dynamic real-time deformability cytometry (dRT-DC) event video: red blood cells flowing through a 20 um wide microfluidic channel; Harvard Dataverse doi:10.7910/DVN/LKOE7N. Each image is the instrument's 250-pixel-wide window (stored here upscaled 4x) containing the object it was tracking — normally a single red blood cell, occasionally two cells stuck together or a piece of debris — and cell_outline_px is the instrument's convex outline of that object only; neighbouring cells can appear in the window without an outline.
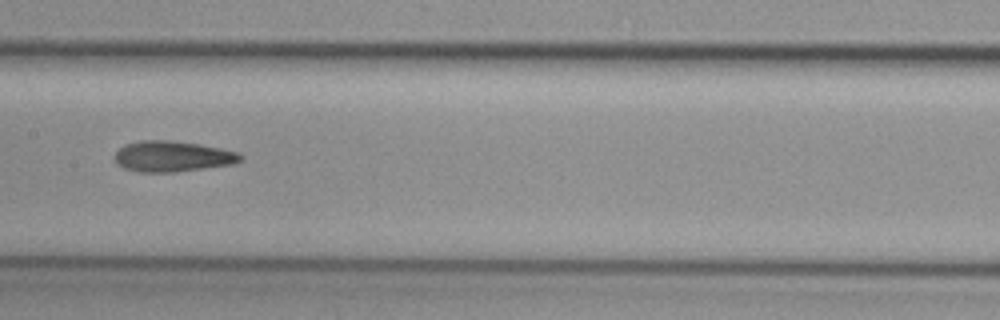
{"species": "common noctule bat (a hibernating species)", "species_latin": "Nyctalus noctula", "temperature_condition": "cold", "stored_images_in_passage": 38, "camera_frame_rate_fps": 3000, "um_per_image_px": 0.085, "animal": {"sex": "female", "body_mass_g": 29.2, "forearm_length_mm": 56.3}, "frame": {"image": 1, "passage_image": 26, "time_ms": 8.333, "image_size_px": [1000, 320], "cell_outline_px": [[244, 156], [240, 160], [232, 164], [176, 172], [136, 172], [124, 168], [116, 164], [112, 156], [124, 144], [140, 140], [168, 140], [200, 144], [240, 152]], "centroid_in_image_um": [14.62, 13.29], "position_along_channel_um": 192.8, "area_um2": 22.77}}